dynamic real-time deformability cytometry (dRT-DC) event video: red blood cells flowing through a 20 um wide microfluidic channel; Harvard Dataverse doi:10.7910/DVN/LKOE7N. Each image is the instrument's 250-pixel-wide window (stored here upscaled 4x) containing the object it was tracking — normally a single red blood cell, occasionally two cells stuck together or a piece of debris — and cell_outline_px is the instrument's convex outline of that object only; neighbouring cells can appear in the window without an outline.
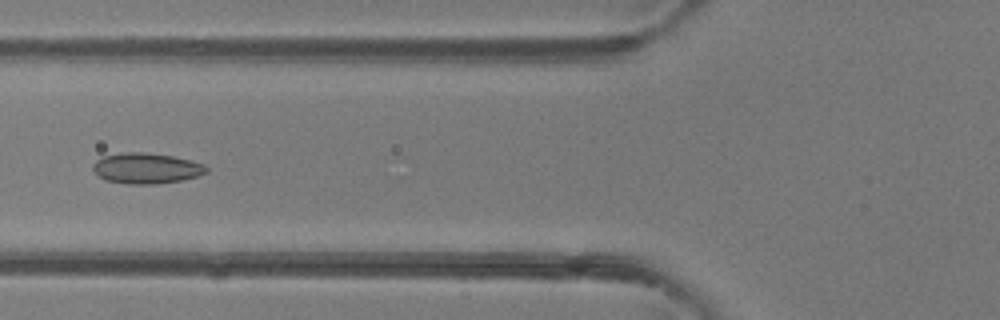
{"species": "common noctule bat (a hibernating species)", "species_latin": "Nyctalus noctula", "temperature_condition": "room temperature", "stored_images_in_passage": 33, "camera_frame_rate_fps": 3000, "um_per_image_px": 0.085, "animal": {"sex": "female"}, "frame": {"image": 1, "passage_image": 4, "time_ms": 1.0, "image_size_px": [1000, 320], "cell_outline_px": [[208, 172], [196, 176], [180, 180], [156, 184], [128, 184], [104, 180], [92, 168], [92, 164], [96, 160], [104, 156], [124, 152], [140, 152], [172, 156], [204, 164], [208, 168]], "centroid_in_image_um": [12.42, 14.31], "position_along_channel_um": 113.4, "area_um2": 20.06}}
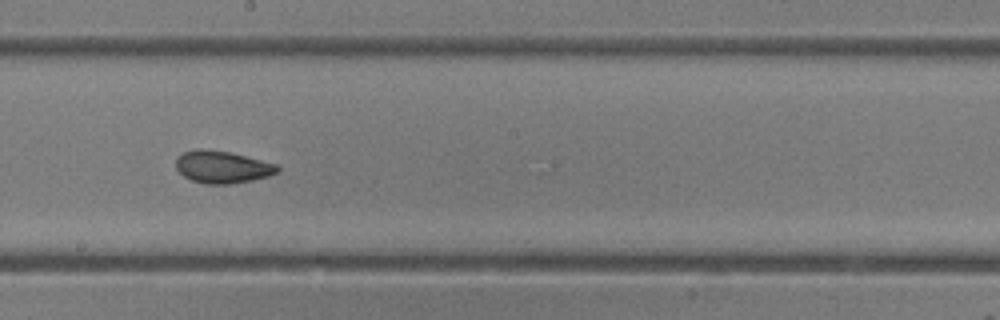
{"frame": {"image": 2, "passage_image": 12, "time_ms": 3.667, "image_size_px": [1000, 320], "cell_outline_px": [[280, 172], [268, 176], [252, 180], [228, 184], [204, 184], [192, 180], [184, 176], [176, 168], [176, 156], [184, 152], [196, 148], [200, 148], [228, 152], [276, 164], [280, 168]], "centroid_in_image_um": [18.87, 14.19], "position_along_channel_um": 229.3, "area_um2": 19.02}}
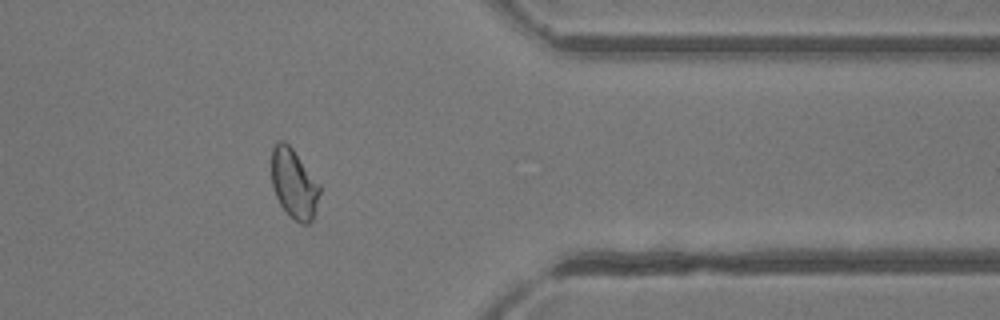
{"frame": {"image": 3, "passage_image": 24, "time_ms": 7.667, "image_size_px": [1000, 320], "cell_outline_px": [[320, 192], [312, 220], [308, 224], [300, 224], [280, 204], [276, 196], [272, 184], [272, 148], [280, 140], [284, 140], [292, 148], [320, 184]], "centroid_in_image_um": [24.99, 15.6], "position_along_channel_um": 386.4, "area_um2": 19.19}, "authors_computed_cell_mechanics": {"area_um2": 19.2474, "velocity_mm_per_s": 4.3469, "shape_relaxation_time_tau1_ms": 11.3021, "shape_relaxation_time_tau2_ms": 1.5711, "deformation_change_tau1": 0.1998, "deformation_change_tau2": 0.0513}}